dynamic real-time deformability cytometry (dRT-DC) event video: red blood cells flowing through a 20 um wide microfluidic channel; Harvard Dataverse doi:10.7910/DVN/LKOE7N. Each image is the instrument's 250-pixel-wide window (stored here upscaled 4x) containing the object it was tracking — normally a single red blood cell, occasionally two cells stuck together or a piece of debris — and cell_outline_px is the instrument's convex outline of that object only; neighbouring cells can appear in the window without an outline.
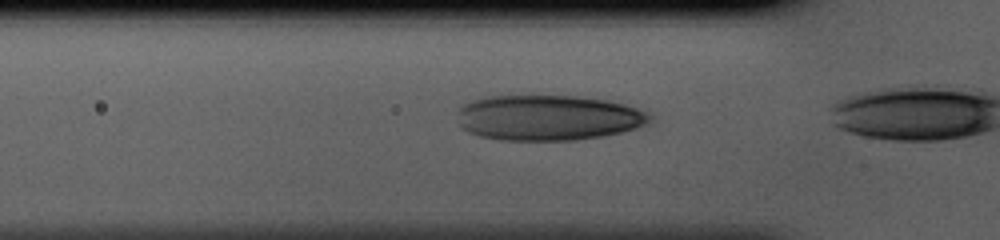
{"species": "human", "species_latin": "Homo sapiens", "temperature_condition": "cold", "stored_images_in_passage": 10, "camera_frame_rate_fps": 3000, "um_per_image_px": 0.085, "donor": {"sex": "male"}, "frame": {"image": 1, "passage_image": 9, "time_ms": 2.667, "image_size_px": [1000, 240], "cell_outline_px": [[652, 124], [604, 136], [576, 140], [500, 140], [480, 136], [468, 132], [460, 128], [460, 108], [464, 104], [472, 100], [484, 96], [580, 96], [608, 100], [624, 104], [652, 112]], "centroid_in_image_um": [46.67, 10.0], "position_along_channel_um": 79.1, "area_um2": 51.44}}